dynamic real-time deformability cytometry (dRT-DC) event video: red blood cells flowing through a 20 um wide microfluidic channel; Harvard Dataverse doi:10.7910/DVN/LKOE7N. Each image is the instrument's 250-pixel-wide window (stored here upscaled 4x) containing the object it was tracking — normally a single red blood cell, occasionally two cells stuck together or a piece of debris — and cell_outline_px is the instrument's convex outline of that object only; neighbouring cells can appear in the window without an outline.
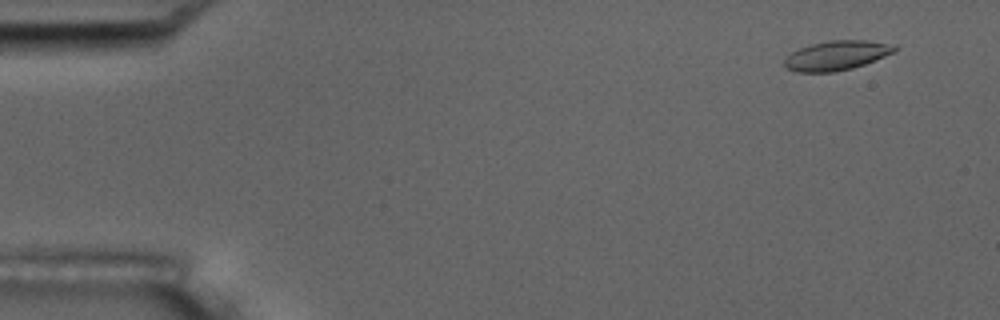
{"species": "common noctule bat (a hibernating species)", "species_latin": "Nyctalus noctula", "temperature_condition": "room temperature", "stored_images_in_passage": 9, "camera_frame_rate_fps": 3000, "um_per_image_px": 0.085, "animal": {"sex": "male", "body_mass_g": 17.5, "forearm_length_mm": 52.3}, "frame": {"image": 1, "passage_image": 1, "time_ms": 0.0, "image_size_px": [1000, 320], "cell_outline_px": [[896, 52], [864, 64], [852, 68], [832, 72], [796, 72], [788, 68], [784, 64], [784, 60], [792, 52], [800, 48], [812, 44], [828, 40], [864, 40], [896, 44]], "centroid_in_image_um": [71.14, 4.71], "position_along_channel_um": 13.9, "area_um2": 18.84}}
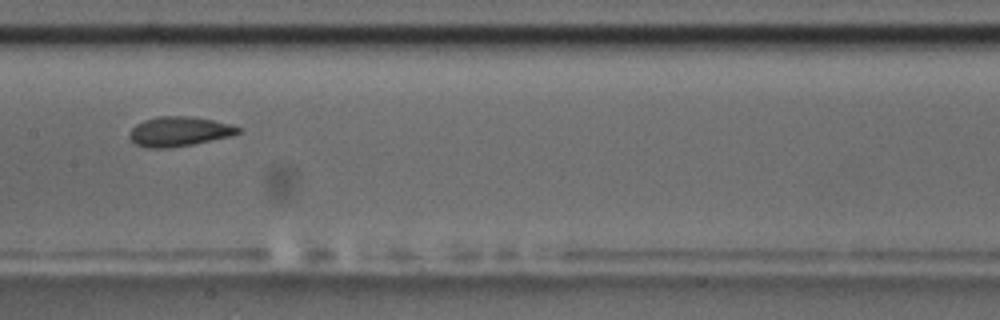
{"frame": {"image": 2, "passage_image": 8, "time_ms": 8.0, "image_size_px": [1000, 320], "cell_outline_px": [[240, 132], [232, 136], [172, 148], [144, 148], [136, 144], [128, 136], [128, 132], [136, 124], [144, 120], [160, 116], [192, 116], [232, 124], [240, 128]], "centroid_in_image_um": [15.21, 11.18], "position_along_channel_um": 192.2, "area_um2": 18.9}}
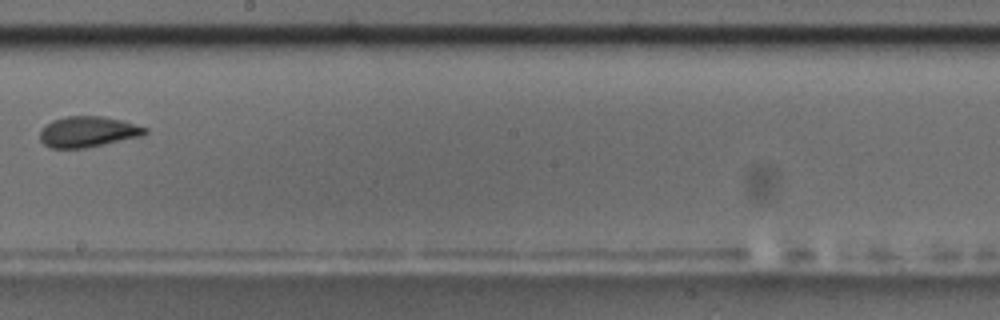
{"frame": {"image": 3, "passage_image": 9, "time_ms": 9.333, "image_size_px": [1000, 320], "cell_outline_px": [[148, 132], [144, 136], [84, 148], [48, 148], [40, 140], [40, 128], [44, 124], [52, 120], [68, 116], [104, 116], [120, 120], [148, 128]], "centroid_in_image_um": [7.45, 11.2], "position_along_channel_um": 240.8, "area_um2": 19.02}}